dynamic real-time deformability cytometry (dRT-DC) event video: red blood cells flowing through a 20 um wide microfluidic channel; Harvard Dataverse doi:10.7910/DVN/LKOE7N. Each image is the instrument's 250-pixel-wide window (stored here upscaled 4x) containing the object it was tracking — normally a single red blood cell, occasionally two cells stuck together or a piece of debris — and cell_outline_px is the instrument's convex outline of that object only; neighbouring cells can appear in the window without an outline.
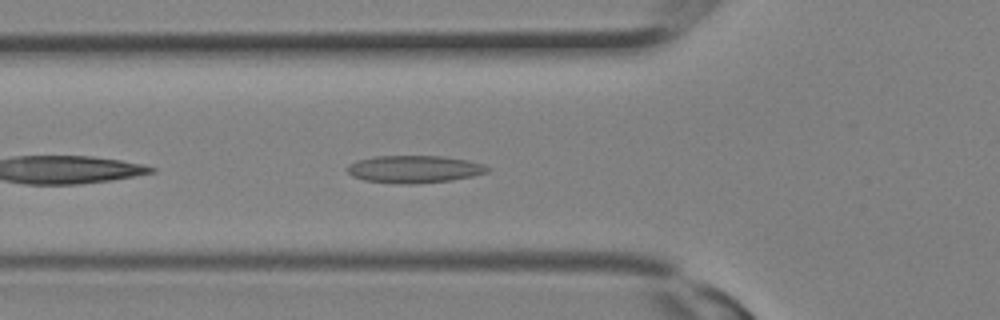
{"species": "Egyptian fruit bat (a non-hibernating species)", "species_latin": "Rousettus aegyptiacus", "temperature_condition": "room temperature", "stored_images_in_passage": 31, "camera_frame_rate_fps": 3000, "um_per_image_px": 0.085, "animal": {"sex": "female"}, "frame": {"image": 1, "passage_image": 11, "time_ms": 3.333, "image_size_px": [1000, 320], "cell_outline_px": [[492, 168], [488, 172], [472, 176], [452, 180], [412, 184], [408, 184], [364, 180], [352, 176], [348, 172], [348, 164], [356, 160], [376, 156], [444, 156], [468, 160]], "centroid_in_image_um": [35.22, 14.37], "position_along_channel_um": 90.6, "area_um2": 22.31}}
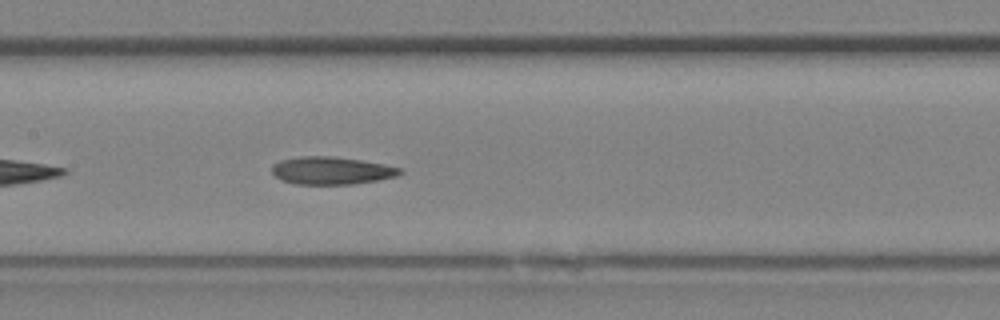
{"frame": {"image": 2, "passage_image": 15, "time_ms": 4.667, "image_size_px": [1000, 320], "cell_outline_px": [[404, 172], [396, 176], [380, 180], [352, 184], [296, 184], [280, 180], [272, 172], [272, 164], [280, 160], [300, 156], [328, 156], [360, 160], [384, 164], [400, 168]], "centroid_in_image_um": [28.16, 14.5], "position_along_channel_um": 179.2, "area_um2": 20.63}}
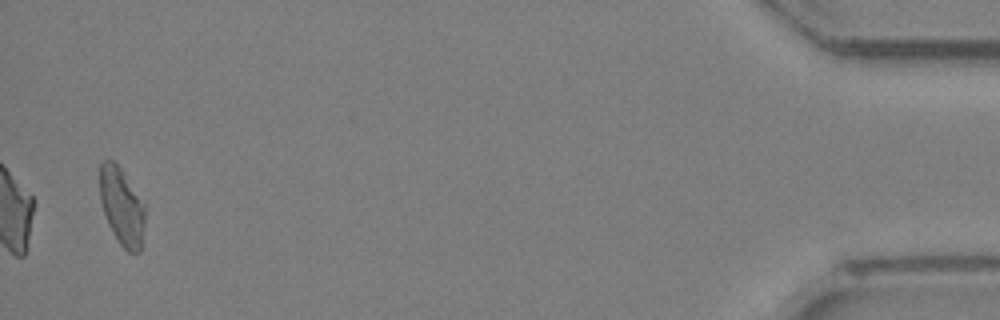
{"frame": {"image": 3, "passage_image": 30, "time_ms": 9.667, "image_size_px": [1000, 320], "cell_outline_px": [[144, 224], [140, 252], [128, 252], [120, 244], [112, 232], [108, 224], [100, 200], [100, 164], [104, 160], [112, 160], [120, 168], [144, 204]], "centroid_in_image_um": [10.34, 17.57], "position_along_channel_um": 424.9, "area_um2": 20.0}}